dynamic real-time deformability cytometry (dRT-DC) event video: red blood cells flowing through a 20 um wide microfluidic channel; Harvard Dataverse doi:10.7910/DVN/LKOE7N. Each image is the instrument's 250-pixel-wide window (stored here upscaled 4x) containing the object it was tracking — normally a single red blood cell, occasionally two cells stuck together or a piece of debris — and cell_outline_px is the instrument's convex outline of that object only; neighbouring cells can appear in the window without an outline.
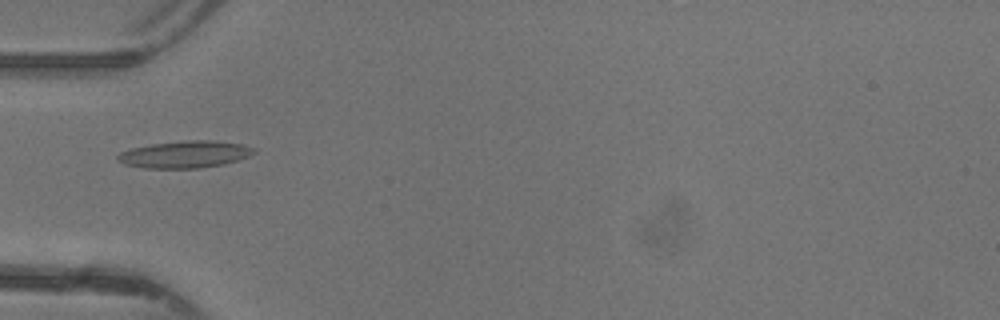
{"species": "common noctule bat (a hibernating species)", "species_latin": "Nyctalus noctula", "temperature_condition": "warm", "stored_images_in_passage": 45, "camera_frame_rate_fps": 3000, "um_per_image_px": 0.085, "animal": {"sex": "female"}, "frame": {"image": 1, "passage_image": 14, "time_ms": 4.333, "image_size_px": [1000, 320], "cell_outline_px": [[256, 152], [248, 156], [224, 164], [200, 168], [144, 168], [124, 164], [116, 160], [116, 156], [120, 152], [132, 148], [152, 144], [188, 140], [212, 140], [240, 144], [256, 148]], "centroid_in_image_um": [15.7, 13.12], "position_along_channel_um": 69.3, "area_um2": 21.39}}
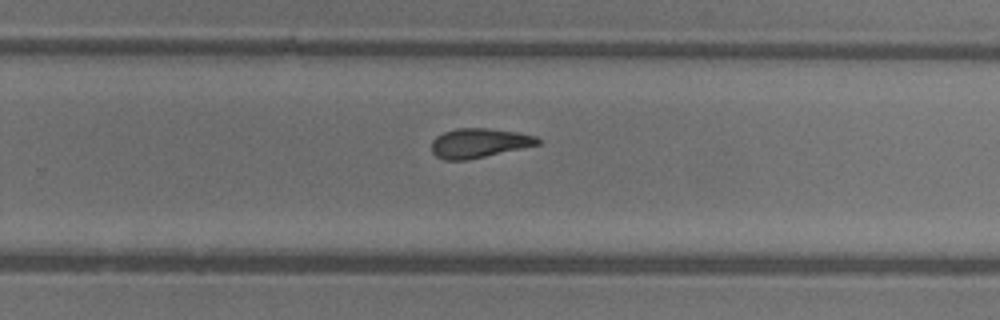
{"frame": {"image": 2, "passage_image": 29, "time_ms": 9.333, "image_size_px": [1000, 320], "cell_outline_px": [[540, 144], [468, 160], [444, 160], [436, 156], [432, 152], [432, 140], [436, 136], [444, 132], [456, 128], [488, 128], [516, 132], [536, 136], [540, 140]], "centroid_in_image_um": [40.69, 12.16], "position_along_channel_um": 289.1, "area_um2": 18.15}}
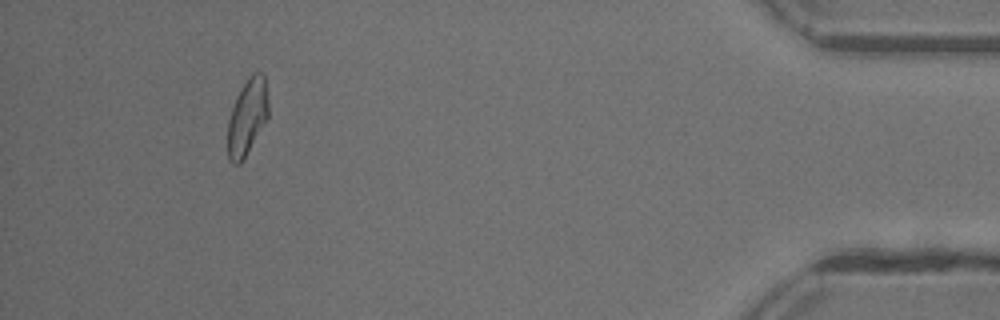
{"frame": {"image": 3, "passage_image": 42, "time_ms": 13.667, "image_size_px": [1000, 320], "cell_outline_px": [[268, 116], [240, 164], [232, 164], [228, 160], [228, 120], [236, 96], [240, 88], [248, 76], [252, 72], [264, 72], [268, 100]], "centroid_in_image_um": [21.01, 9.89], "position_along_channel_um": 414.2, "area_um2": 17.98}, "authors_computed_cell_mechanics": {"area_um2": 18.7272, "velocity_mm_per_s": 4.3935, "shape_relaxation_time_tau1_ms": null, "shape_relaxation_time_tau2_ms": 2.9152, "deformation_change_tau1": null, "deformation_change_tau2": 0.1216}}